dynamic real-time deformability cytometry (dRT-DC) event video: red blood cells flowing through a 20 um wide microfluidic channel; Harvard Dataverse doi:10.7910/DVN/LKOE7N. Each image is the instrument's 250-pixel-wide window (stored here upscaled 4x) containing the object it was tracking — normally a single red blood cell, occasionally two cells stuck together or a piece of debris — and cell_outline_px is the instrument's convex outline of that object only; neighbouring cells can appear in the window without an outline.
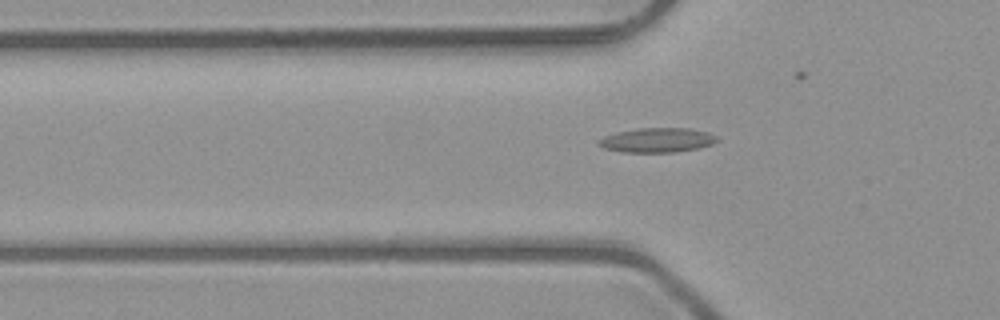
{"species": "common noctule bat (a hibernating species)", "species_latin": "Nyctalus noctula", "temperature_condition": "room temperature", "stored_images_in_passage": 42, "camera_frame_rate_fps": 3000, "um_per_image_px": 0.085, "animal": {"sex": "male", "body_mass_g": 23.1, "forearm_length_mm": 52.7}, "frame": {"image": 1, "passage_image": 8, "time_ms": 2.333, "image_size_px": [1000, 320], "cell_outline_px": [[720, 140], [712, 144], [700, 148], [676, 152], [624, 152], [604, 148], [596, 144], [596, 140], [604, 136], [616, 132], [640, 128], [688, 128], [708, 132], [716, 136]], "centroid_in_image_um": [55.86, 11.91], "position_along_channel_um": 69.9, "area_um2": 17.05}}
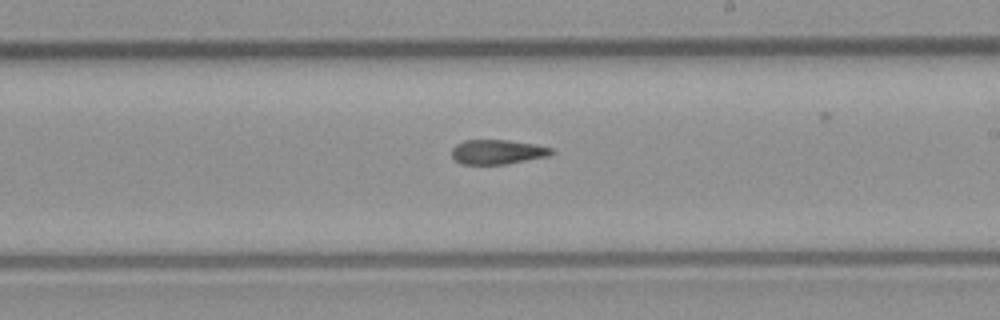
{"frame": {"image": 2, "passage_image": 21, "time_ms": 6.667, "image_size_px": [1000, 320], "cell_outline_px": [[556, 152], [548, 156], [504, 164], [460, 164], [452, 156], [452, 148], [456, 144], [464, 140], [508, 140], [532, 144], [552, 148]], "centroid_in_image_um": [42.27, 12.91], "position_along_channel_um": 246.7, "area_um2": 14.16}}
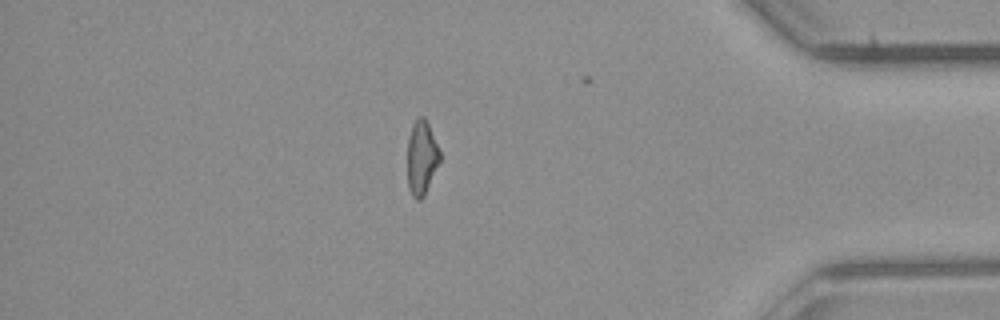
{"frame": {"image": 3, "passage_image": 35, "time_ms": 11.333, "image_size_px": [1000, 320], "cell_outline_px": [[440, 160], [424, 196], [420, 200], [416, 200], [412, 196], [408, 188], [408, 136], [412, 124], [420, 116], [424, 116], [428, 124], [440, 152]], "centroid_in_image_um": [35.82, 13.42], "position_along_channel_um": 399.4, "area_um2": 13.87}, "authors_computed_cell_mechanics": {"area_um2": 14.8835, "velocity_mm_per_s": 4.0498, "shape_relaxation_time_tau1_ms": null, "shape_relaxation_time_tau2_ms": 5.0356, "deformation_change_tau1": null, "deformation_change_tau2": 0.1436}}